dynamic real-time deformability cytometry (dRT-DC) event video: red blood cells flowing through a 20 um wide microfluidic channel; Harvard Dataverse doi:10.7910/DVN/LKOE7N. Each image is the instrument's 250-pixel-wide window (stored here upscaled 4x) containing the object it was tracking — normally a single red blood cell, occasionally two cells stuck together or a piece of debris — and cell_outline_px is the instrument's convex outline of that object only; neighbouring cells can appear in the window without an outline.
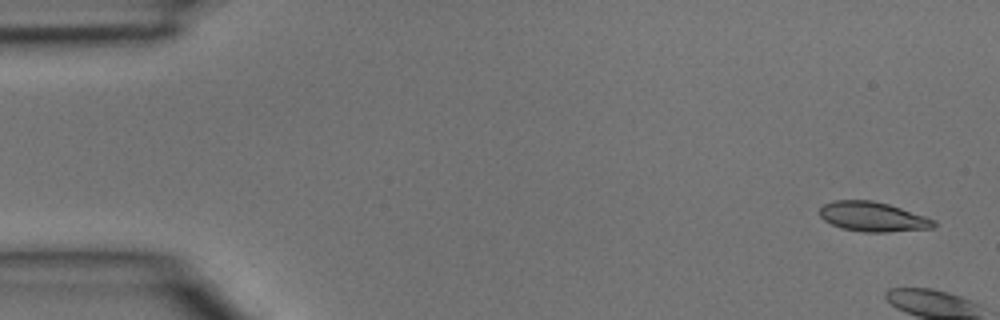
{"species": "common noctule bat (a hibernating species)", "species_latin": "Nyctalus noctula", "temperature_condition": "room temperature", "stored_images_in_passage": 5, "camera_frame_rate_fps": 3000, "um_per_image_px": 0.085, "animal": {"sex": "male", "body_mass_g": 15.6}, "frame": {"image": 1, "passage_image": 1, "time_ms": 0.0, "image_size_px": [1000, 320], "cell_outline_px": [[936, 224], [932, 228], [888, 232], [864, 232], [840, 228], [824, 220], [820, 216], [820, 208], [824, 204], [836, 200], [872, 200], [888, 204], [936, 220]], "centroid_in_image_um": [74.18, 18.43], "position_along_channel_um": 10.8, "area_um2": 19.59}}